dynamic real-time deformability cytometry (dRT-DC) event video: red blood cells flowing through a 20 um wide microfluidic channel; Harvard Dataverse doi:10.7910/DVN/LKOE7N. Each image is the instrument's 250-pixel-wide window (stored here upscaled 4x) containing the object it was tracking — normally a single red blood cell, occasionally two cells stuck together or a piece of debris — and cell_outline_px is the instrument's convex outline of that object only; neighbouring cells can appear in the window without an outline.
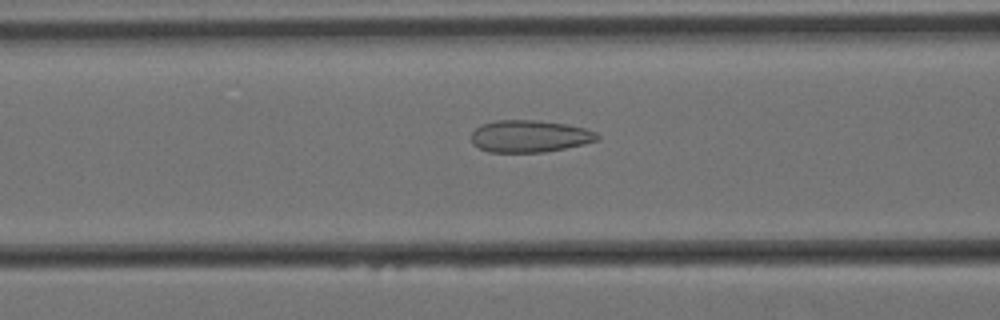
{"species": "Egyptian fruit bat (a non-hibernating species)", "species_latin": "Rousettus aegyptiacus", "temperature_condition": "cold", "stored_images_in_passage": 16, "camera_frame_rate_fps": 3000, "um_per_image_px": 0.085, "animal": {"sex": "female"}, "frame": {"image": 1, "passage_image": 14, "time_ms": 4.333, "image_size_px": [1000, 320], "cell_outline_px": [[600, 140], [584, 144], [544, 152], [488, 152], [472, 144], [472, 132], [480, 124], [496, 120], [536, 120], [568, 124], [584, 128], [596, 132], [600, 136]], "centroid_in_image_um": [45.03, 11.57], "position_along_channel_um": 121.6, "area_um2": 23.7}}